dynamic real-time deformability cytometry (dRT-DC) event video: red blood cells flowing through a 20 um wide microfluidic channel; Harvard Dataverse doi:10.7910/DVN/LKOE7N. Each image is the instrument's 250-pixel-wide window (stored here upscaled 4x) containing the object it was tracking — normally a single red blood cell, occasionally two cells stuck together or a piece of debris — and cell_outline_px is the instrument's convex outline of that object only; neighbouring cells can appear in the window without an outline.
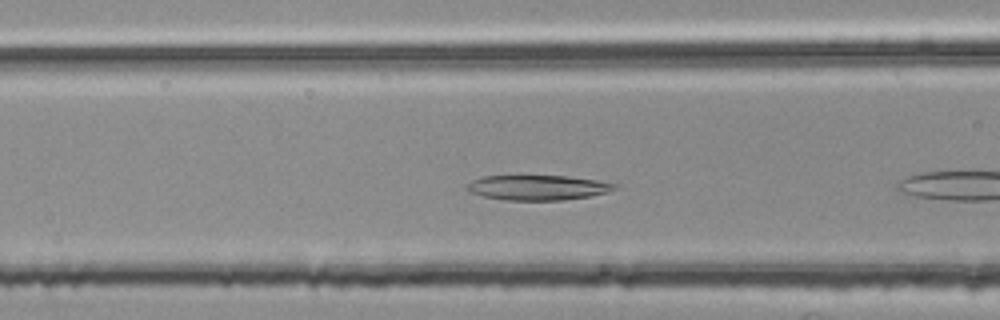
{"species": "common noctule bat (a hibernating species)", "species_latin": "Nyctalus noctula", "temperature_condition": "room temperature", "stored_images_in_passage": 16, "camera_frame_rate_fps": 3000, "um_per_image_px": 0.085, "animal": {"sex": "female", "body_mass_g": 25.1}, "frame": {"image": 1, "passage_image": 5, "time_ms": 1.333, "image_size_px": [1000, 320], "cell_outline_px": [[616, 188], [608, 192], [592, 196], [564, 200], [504, 200], [484, 196], [468, 192], [464, 188], [472, 180], [484, 176], [568, 176], [596, 180], [616, 184]], "centroid_in_image_um": [45.69, 15.95], "position_along_channel_um": 120.9, "area_um2": 21.5}}